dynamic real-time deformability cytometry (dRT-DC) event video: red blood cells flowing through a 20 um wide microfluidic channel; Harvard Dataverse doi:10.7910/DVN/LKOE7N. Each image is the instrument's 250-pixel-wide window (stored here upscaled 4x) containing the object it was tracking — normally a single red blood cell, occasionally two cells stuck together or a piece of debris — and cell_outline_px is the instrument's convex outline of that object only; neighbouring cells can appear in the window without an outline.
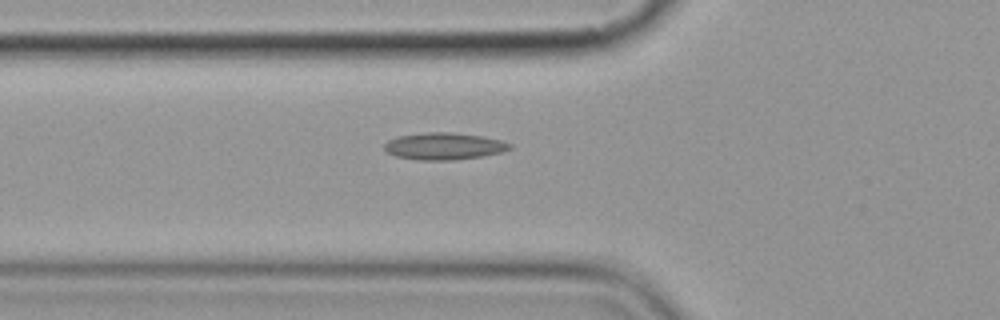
{"species": "common noctule bat (a hibernating species)", "species_latin": "Nyctalus noctula", "temperature_condition": "cold", "stored_images_in_passage": 3, "camera_frame_rate_fps": 3000, "um_per_image_px": 0.085, "animal": {"sex": "female", "body_mass_g": 19.9}, "frame": {"image": 1, "passage_image": 3, "time_ms": 3.0, "image_size_px": [1000, 320], "cell_outline_px": [[512, 148], [500, 152], [480, 156], [452, 160], [416, 160], [396, 156], [388, 152], [384, 148], [384, 144], [388, 140], [396, 136], [424, 132], [452, 132], [484, 136], [500, 140], [512, 144]], "centroid_in_image_um": [37.71, 12.41], "position_along_channel_um": 88.1, "area_um2": 19.77}}